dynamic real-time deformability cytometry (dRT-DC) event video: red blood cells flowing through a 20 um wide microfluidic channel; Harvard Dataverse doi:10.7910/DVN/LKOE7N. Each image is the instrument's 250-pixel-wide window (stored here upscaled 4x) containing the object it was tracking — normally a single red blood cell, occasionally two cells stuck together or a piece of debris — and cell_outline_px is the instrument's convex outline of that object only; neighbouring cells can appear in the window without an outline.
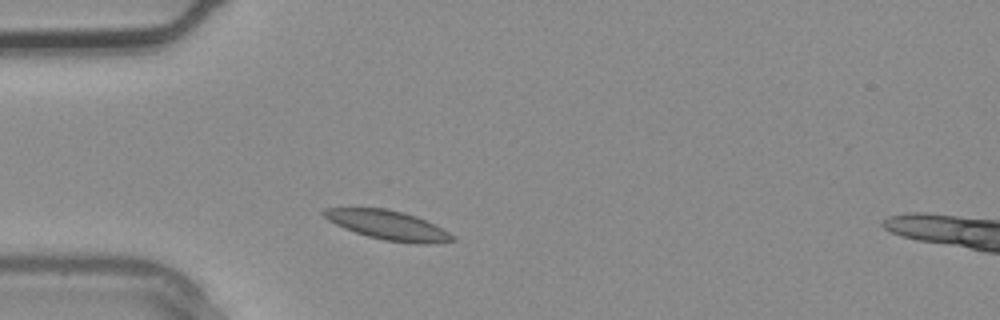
{"species": "common noctule bat (a hibernating species)", "species_latin": "Nyctalus noctula", "temperature_condition": "warm", "stored_images_in_passage": 2, "camera_frame_rate_fps": 3000, "um_per_image_px": 0.085, "animal": {"sex": "male", "body_mass_g": 20.4}, "frame": {"image": 1, "passage_image": 1, "time_ms": 0.0, "image_size_px": [1000, 320], "cell_outline_px": [[456, 240], [428, 244], [416, 244], [384, 240], [368, 236], [344, 228], [328, 220], [320, 212], [324, 208], [384, 208], [404, 212], [416, 216], [456, 236]], "centroid_in_image_um": [32.97, 19.14], "position_along_channel_um": 52.0, "area_um2": 21.73}}